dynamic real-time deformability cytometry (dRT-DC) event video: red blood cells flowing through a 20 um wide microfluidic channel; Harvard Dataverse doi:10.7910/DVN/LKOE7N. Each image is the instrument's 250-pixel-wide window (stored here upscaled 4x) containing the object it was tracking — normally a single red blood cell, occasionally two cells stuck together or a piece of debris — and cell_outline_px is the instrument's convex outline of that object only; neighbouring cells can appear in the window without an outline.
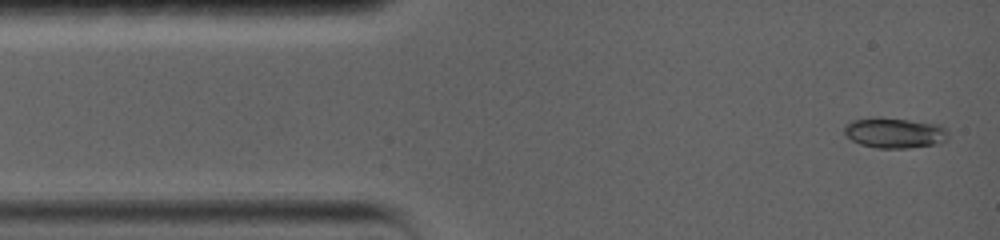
{"species": "common noctule bat (a hibernating species)", "species_latin": "Nyctalus noctula", "temperature_condition": "warm", "stored_images_in_passage": 27, "camera_frame_rate_fps": 5000, "um_per_image_px": 0.085, "animal": {"sex": "female", "body_mass_g": 19.0, "forearm_length_mm": 56.7}, "frame": {"image": 1, "passage_image": 1, "time_ms": 0.0, "image_size_px": [1000, 240], "cell_outline_px": [[944, 140], [932, 144], [904, 148], [880, 148], [860, 144], [852, 140], [844, 132], [844, 128], [852, 120], [876, 116], [880, 116], [940, 124], [944, 128]], "centroid_in_image_um": [75.96, 11.26], "position_along_channel_um": 9.0, "area_um2": 18.03}}
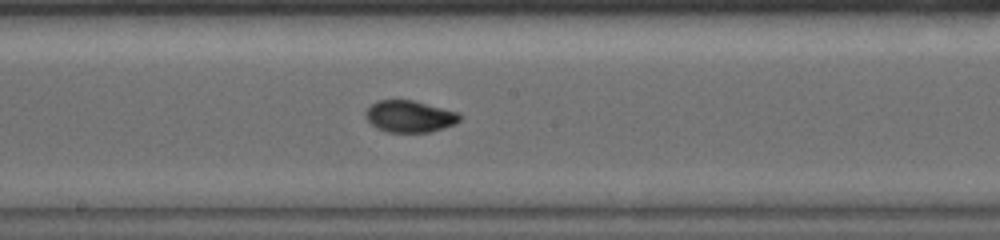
{"frame": {"image": 2, "passage_image": 12, "time_ms": 2.2, "image_size_px": [1000, 240], "cell_outline_px": [[464, 116], [456, 124], [444, 128], [428, 132], [388, 132], [376, 128], [364, 116], [364, 112], [376, 100], [412, 100], [456, 112]], "centroid_in_image_um": [34.81, 9.9], "position_along_channel_um": 213.4, "area_um2": 17.4}}
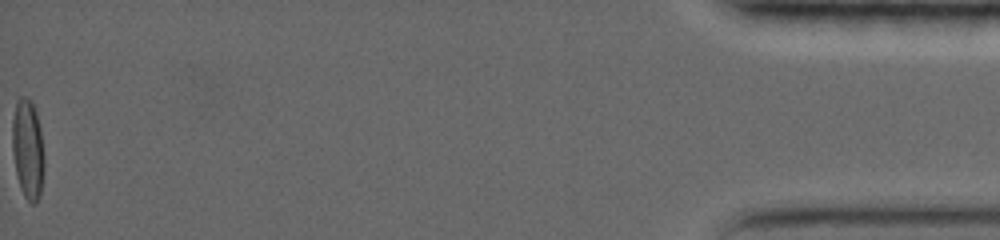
{"frame": {"image": 3, "passage_image": 27, "time_ms": 5.2, "image_size_px": [1000, 240], "cell_outline_px": [[44, 172], [40, 196], [32, 204], [24, 196], [20, 188], [16, 172], [12, 152], [12, 120], [16, 100], [20, 96], [24, 96], [32, 100], [36, 112], [40, 128], [44, 156]], "centroid_in_image_um": [2.36, 12.65], "position_along_channel_um": 432.8, "area_um2": 18.79}}